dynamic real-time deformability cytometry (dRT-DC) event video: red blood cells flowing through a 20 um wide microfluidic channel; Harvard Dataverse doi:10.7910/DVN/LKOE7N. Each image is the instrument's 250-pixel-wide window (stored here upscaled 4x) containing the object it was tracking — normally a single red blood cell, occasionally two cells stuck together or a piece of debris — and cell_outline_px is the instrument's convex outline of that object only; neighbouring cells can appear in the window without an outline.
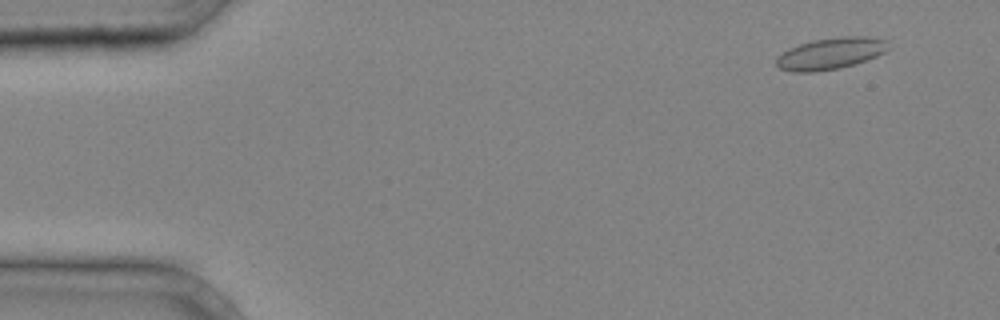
{"species": "common noctule bat (a hibernating species)", "species_latin": "Nyctalus noctula", "temperature_condition": "cold", "stored_images_in_passage": 38, "camera_frame_rate_fps": 3000, "um_per_image_px": 0.085, "animal": {"sex": "male", "body_mass_g": 20.4}, "frame": {"image": 1, "passage_image": 4, "time_ms": 1.0, "image_size_px": [1000, 320], "cell_outline_px": [[892, 48], [876, 56], [856, 64], [840, 68], [812, 72], [792, 72], [780, 68], [776, 64], [776, 56], [788, 48], [812, 40], [844, 36], [864, 36], [888, 40]], "centroid_in_image_um": [70.62, 4.54], "position_along_channel_um": 14.4, "area_um2": 20.87}}
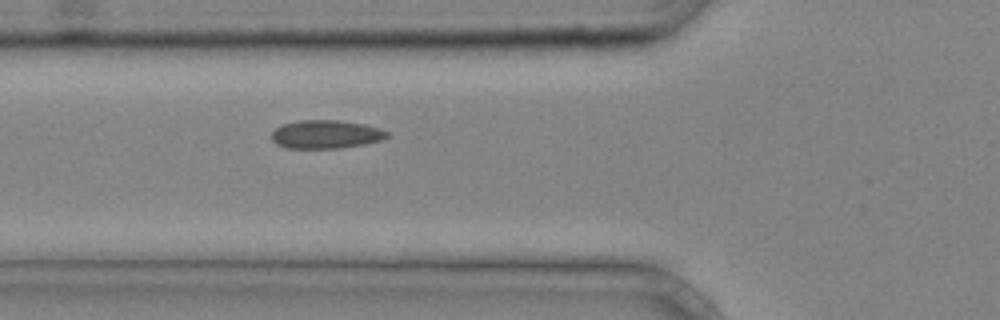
{"frame": {"image": 2, "passage_image": 16, "time_ms": 5.0, "image_size_px": [1000, 320], "cell_outline_px": [[388, 136], [380, 140], [364, 144], [336, 148], [288, 148], [276, 144], [272, 140], [272, 132], [276, 128], [284, 124], [300, 120], [340, 120], [364, 124], [380, 128], [388, 132]], "centroid_in_image_um": [27.69, 11.41], "position_along_channel_um": 98.1, "area_um2": 18.96}}
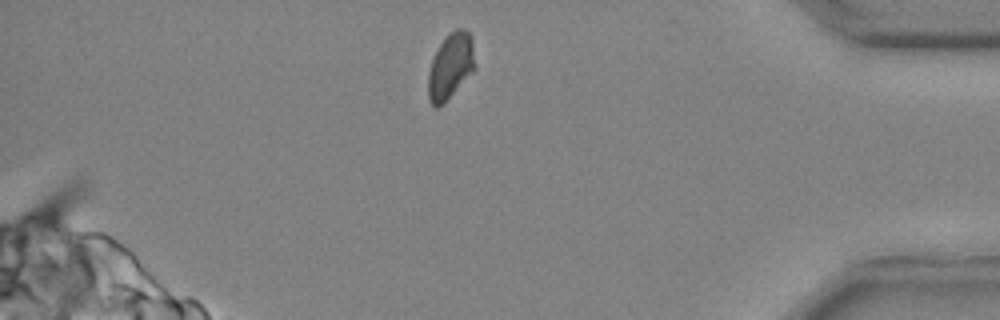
{"frame": {"image": 3, "passage_image": 37, "time_ms": 12.0, "image_size_px": [1000, 320], "cell_outline_px": [[476, 68], [444, 104], [436, 108], [428, 100], [428, 72], [432, 60], [440, 44], [456, 28], [464, 28], [472, 36], [476, 64]], "centroid_in_image_um": [38.32, 5.64], "position_along_channel_um": 396.9, "area_um2": 18.03}}